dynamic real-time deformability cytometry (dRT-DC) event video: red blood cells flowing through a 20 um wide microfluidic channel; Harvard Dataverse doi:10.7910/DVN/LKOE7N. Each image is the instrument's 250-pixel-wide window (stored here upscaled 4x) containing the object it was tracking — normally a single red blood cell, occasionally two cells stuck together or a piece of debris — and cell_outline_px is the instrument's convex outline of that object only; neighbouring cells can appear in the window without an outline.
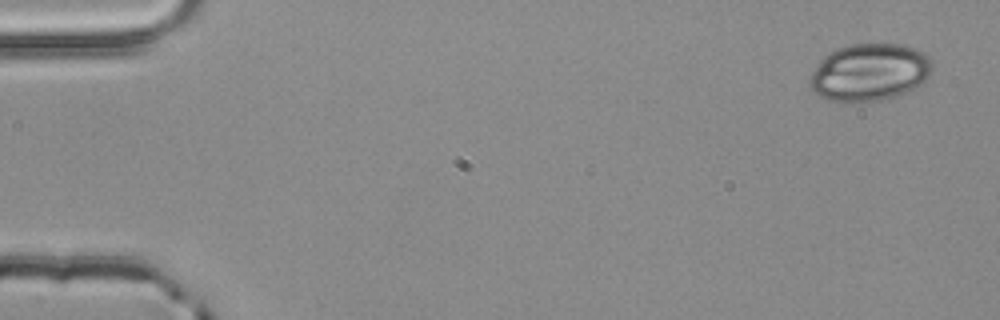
{"species": "common noctule bat (a hibernating species)", "species_latin": "Nyctalus noctula", "temperature_condition": "room temperature", "stored_images_in_passage": 3, "camera_frame_rate_fps": 3000, "um_per_image_px": 0.085, "animal": {"sex": "male", "body_mass_g": 20.4}, "frame": {"image": 1, "passage_image": 3, "time_ms": 0.667, "image_size_px": [1000, 320], "cell_outline_px": [[932, 68], [928, 76], [920, 84], [908, 92], [880, 100], [828, 100], [820, 96], [812, 88], [808, 80], [812, 72], [820, 60], [824, 56], [840, 48], [852, 44], [904, 44], [916, 48], [924, 52], [928, 56], [932, 64]], "centroid_in_image_um": [73.94, 6.12], "position_along_channel_um": 11.1, "area_um2": 40.34}}